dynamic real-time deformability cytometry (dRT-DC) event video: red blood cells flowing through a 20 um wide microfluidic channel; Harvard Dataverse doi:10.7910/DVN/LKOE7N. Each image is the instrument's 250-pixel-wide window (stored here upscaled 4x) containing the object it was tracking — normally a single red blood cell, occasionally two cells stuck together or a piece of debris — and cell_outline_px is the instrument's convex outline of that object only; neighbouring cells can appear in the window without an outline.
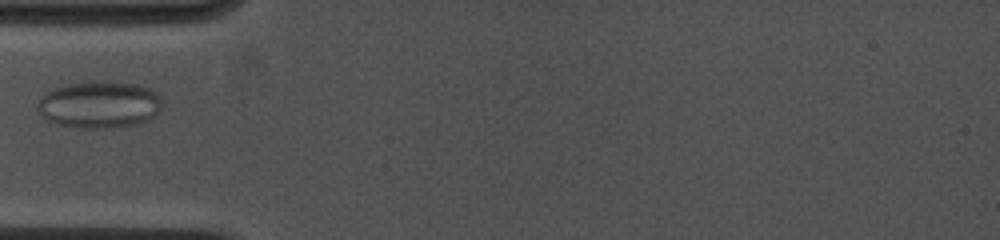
{"species": "common noctule bat (a hibernating species)", "species_latin": "Nyctalus noctula", "temperature_condition": "cold", "stored_images_in_passage": 4, "camera_frame_rate_fps": 4500, "um_per_image_px": 0.085, "animal": {"sex": "female", "body_mass_g": 19.0, "forearm_length_mm": 53.3}, "frame": {"image": 1, "passage_image": 1, "time_ms": 0.0, "image_size_px": [1000, 240], "cell_outline_px": [[160, 108], [156, 116], [148, 120], [136, 124], [112, 128], [80, 128], [56, 124], [40, 116], [36, 108], [36, 104], [48, 92], [56, 88], [68, 84], [92, 80], [108, 80], [136, 84], [152, 88], [160, 96]], "centroid_in_image_um": [8.46, 8.88], "position_along_channel_um": 76.5, "area_um2": 34.56}}
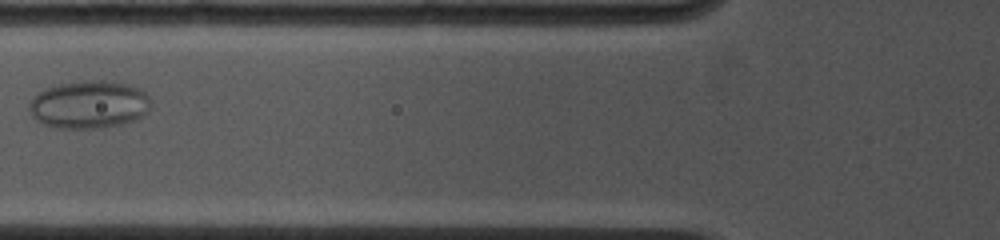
{"frame": {"image": 2, "passage_image": 2, "time_ms": 1.111, "image_size_px": [1000, 240], "cell_outline_px": [[152, 100], [148, 108], [136, 120], [124, 124], [100, 128], [56, 128], [44, 124], [36, 120], [32, 116], [28, 108], [28, 104], [32, 96], [44, 88], [60, 84], [88, 80], [112, 80], [128, 84], [144, 92]], "centroid_in_image_um": [7.53, 8.88], "position_along_channel_um": 118.3, "area_um2": 34.16}}